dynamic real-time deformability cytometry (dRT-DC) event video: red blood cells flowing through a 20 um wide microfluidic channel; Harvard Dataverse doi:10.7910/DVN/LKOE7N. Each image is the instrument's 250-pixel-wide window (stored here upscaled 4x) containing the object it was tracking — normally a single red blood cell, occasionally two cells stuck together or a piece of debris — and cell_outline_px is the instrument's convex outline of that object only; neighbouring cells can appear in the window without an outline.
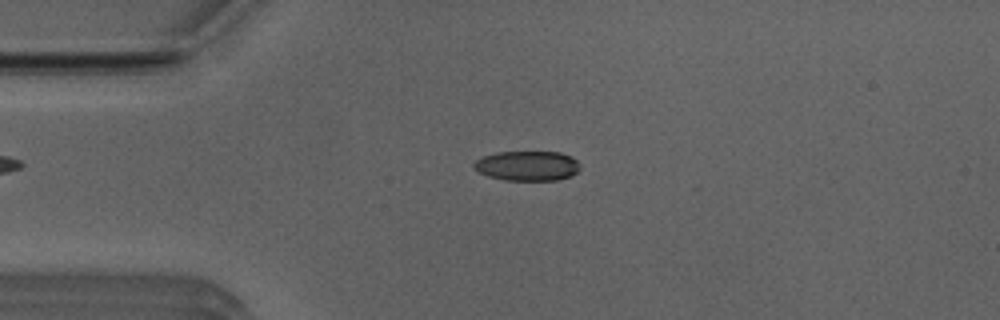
{"species": "Egyptian fruit bat (a non-hibernating species)", "species_latin": "Rousettus aegyptiacus", "temperature_condition": "room temperature", "stored_images_in_passage": 25, "camera_frame_rate_fps": 3000, "um_per_image_px": 0.085, "animal": {"sex": "male"}, "frame": {"image": 1, "passage_image": 1, "time_ms": 0.0, "image_size_px": [1000, 320], "cell_outline_px": [[580, 168], [572, 176], [556, 180], [504, 180], [488, 176], [472, 168], [472, 164], [476, 160], [484, 156], [496, 152], [560, 152], [572, 156], [580, 164]], "centroid_in_image_um": [44.83, 14.09], "position_along_channel_um": 40.2, "area_um2": 18.55}}
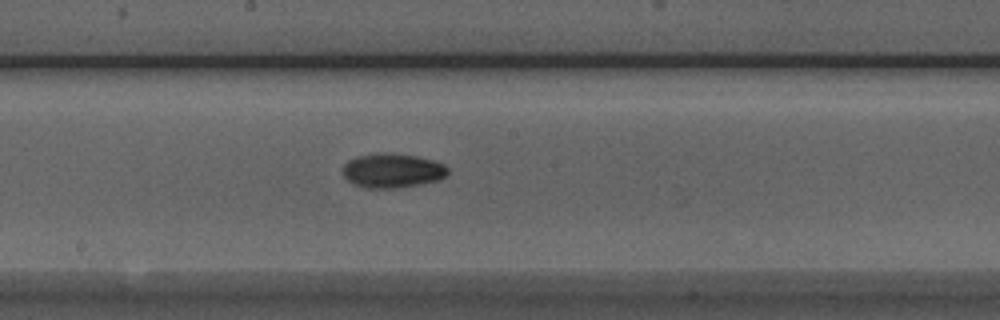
{"frame": {"image": 2, "passage_image": 16, "time_ms": 5.0, "image_size_px": [1000, 320], "cell_outline_px": [[448, 172], [440, 180], [420, 184], [396, 188], [364, 188], [352, 184], [344, 176], [344, 164], [348, 160], [356, 156], [380, 152], [388, 152], [416, 156], [432, 160], [444, 164], [448, 168]], "centroid_in_image_um": [33.34, 14.5], "position_along_channel_um": 214.9, "area_um2": 21.15}}
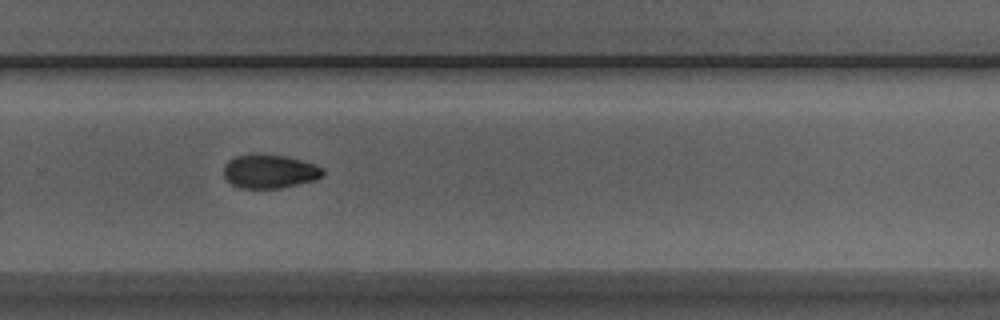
{"frame": {"image": 3, "passage_image": 23, "time_ms": 7.333, "image_size_px": [1000, 320], "cell_outline_px": [[324, 176], [316, 180], [280, 188], [240, 188], [232, 184], [224, 176], [224, 164], [228, 160], [236, 156], [256, 152], [284, 156], [300, 160], [312, 164], [320, 168], [324, 172]], "centroid_in_image_um": [22.88, 14.55], "position_along_channel_um": 306.9, "area_um2": 19.59}}